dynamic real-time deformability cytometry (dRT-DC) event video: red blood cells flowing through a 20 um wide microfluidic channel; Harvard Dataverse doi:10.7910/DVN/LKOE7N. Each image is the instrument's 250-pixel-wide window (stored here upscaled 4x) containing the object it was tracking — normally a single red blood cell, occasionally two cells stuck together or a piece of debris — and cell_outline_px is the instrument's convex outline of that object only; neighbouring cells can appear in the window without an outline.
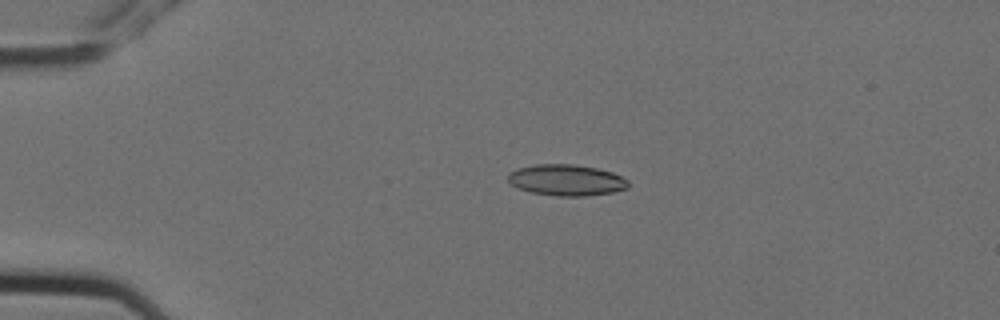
{"species": "Egyptian fruit bat (a non-hibernating species)", "species_latin": "Rousettus aegyptiacus", "temperature_condition": "cold", "stored_images_in_passage": 5, "camera_frame_rate_fps": 3000, "um_per_image_px": 0.085, "animal": {"sex": "female"}, "frame": {"image": 1, "passage_image": 4, "time_ms": 1.0, "image_size_px": [1000, 320], "cell_outline_px": [[628, 188], [612, 192], [584, 196], [556, 196], [532, 192], [516, 188], [508, 180], [508, 172], [516, 168], [536, 164], [572, 164], [596, 168], [612, 172], [628, 180]], "centroid_in_image_um": [48.11, 15.3], "position_along_channel_um": 36.9, "area_um2": 21.85}}